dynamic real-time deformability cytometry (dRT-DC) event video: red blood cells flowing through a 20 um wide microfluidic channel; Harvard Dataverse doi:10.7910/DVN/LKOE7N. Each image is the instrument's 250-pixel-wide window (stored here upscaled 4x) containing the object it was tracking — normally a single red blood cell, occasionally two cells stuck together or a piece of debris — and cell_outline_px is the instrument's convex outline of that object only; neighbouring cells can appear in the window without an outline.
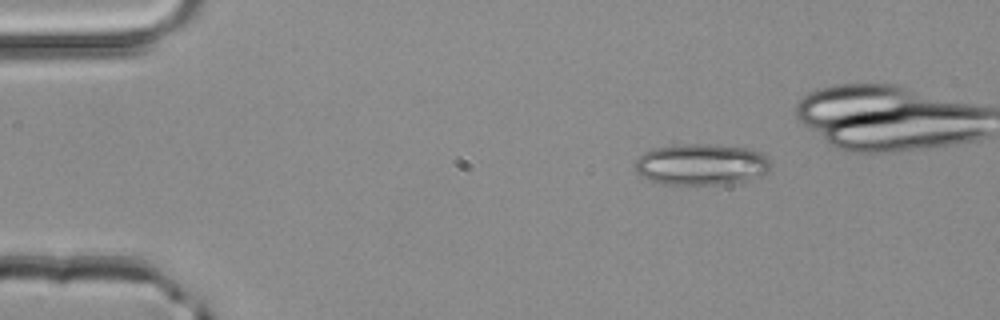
{"species": "common noctule bat (a hibernating species)", "species_latin": "Nyctalus noctula", "temperature_condition": "room temperature", "stored_images_in_passage": 4, "camera_frame_rate_fps": 3000, "um_per_image_px": 0.085, "animal": {"sex": "male", "body_mass_g": 20.4}, "frame": {"image": 1, "passage_image": 4, "time_ms": 1.0, "image_size_px": [1000, 320], "cell_outline_px": [[768, 168], [760, 176], [752, 180], [724, 184], [664, 184], [652, 180], [636, 172], [632, 164], [644, 152], [672, 140], [676, 140], [716, 144], [752, 148], [760, 152], [768, 160]], "centroid_in_image_um": [59.54, 13.9], "position_along_channel_um": 25.5, "area_um2": 33.81}}